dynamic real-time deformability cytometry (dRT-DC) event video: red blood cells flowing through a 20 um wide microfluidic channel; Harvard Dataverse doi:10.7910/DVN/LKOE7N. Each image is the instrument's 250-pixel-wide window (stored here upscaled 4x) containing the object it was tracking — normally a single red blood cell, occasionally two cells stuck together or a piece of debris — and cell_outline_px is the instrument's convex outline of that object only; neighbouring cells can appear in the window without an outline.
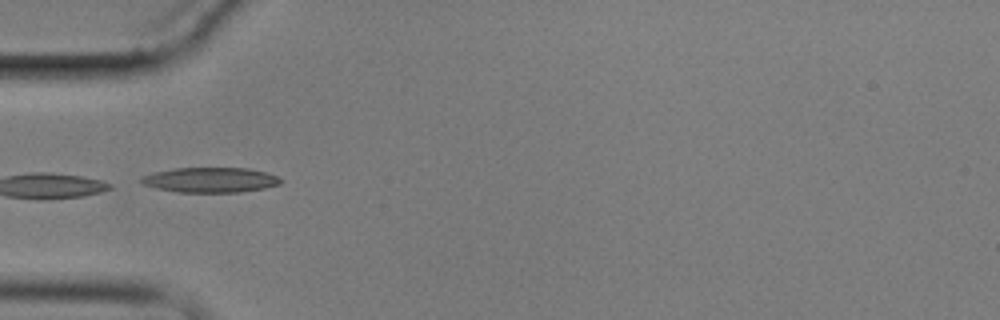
{"species": "common noctule bat (a hibernating species)", "species_latin": "Nyctalus noctula", "temperature_condition": "cold", "stored_images_in_passage": 8, "camera_frame_rate_fps": 3000, "um_per_image_px": 0.085, "animal": {"sex": "male", "body_mass_g": 17.9}, "frame": {"image": 1, "passage_image": 6, "time_ms": 6.0, "image_size_px": [1000, 320], "cell_outline_px": [[280, 184], [264, 188], [240, 192], [180, 192], [156, 188], [144, 184], [140, 180], [140, 176], [172, 168], [248, 168], [264, 172], [276, 176], [280, 180]], "centroid_in_image_um": [17.85, 15.29], "position_along_channel_um": 67.2, "area_um2": 20.11}}
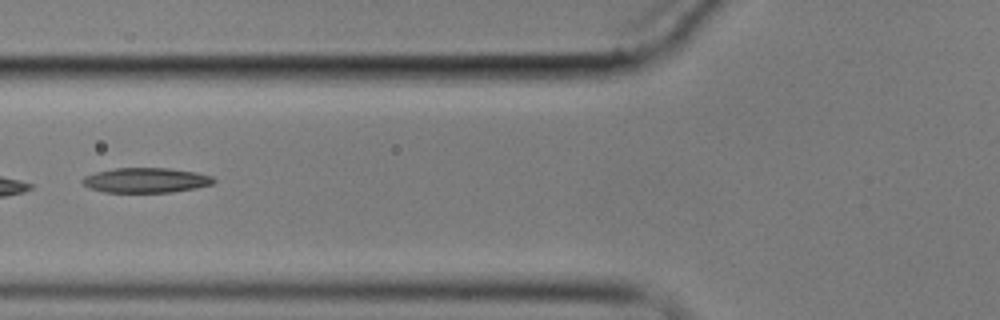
{"frame": {"image": 2, "passage_image": 7, "time_ms": 7.333, "image_size_px": [1000, 320], "cell_outline_px": [[216, 180], [212, 184], [196, 188], [172, 192], [104, 192], [88, 188], [80, 180], [84, 176], [96, 172], [112, 168], [168, 168], [196, 172], [212, 176]], "centroid_in_image_um": [12.39, 15.32], "position_along_channel_um": 113.4, "area_um2": 19.13}}
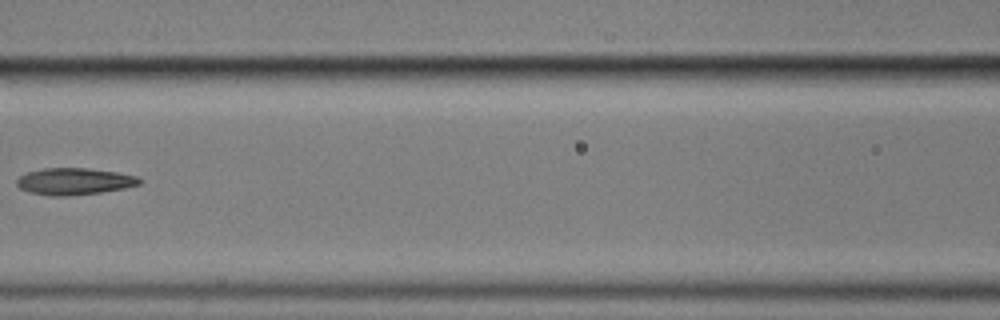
{"frame": {"image": 3, "passage_image": 8, "time_ms": 8.667, "image_size_px": [1000, 320], "cell_outline_px": [[144, 180], [140, 184], [124, 188], [100, 192], [68, 196], [52, 196], [28, 192], [20, 188], [16, 184], [16, 180], [20, 176], [28, 172], [44, 168], [88, 168], [116, 172], [136, 176]], "centroid_in_image_um": [6.31, 15.42], "position_along_channel_um": 160.3, "area_um2": 19.13}}